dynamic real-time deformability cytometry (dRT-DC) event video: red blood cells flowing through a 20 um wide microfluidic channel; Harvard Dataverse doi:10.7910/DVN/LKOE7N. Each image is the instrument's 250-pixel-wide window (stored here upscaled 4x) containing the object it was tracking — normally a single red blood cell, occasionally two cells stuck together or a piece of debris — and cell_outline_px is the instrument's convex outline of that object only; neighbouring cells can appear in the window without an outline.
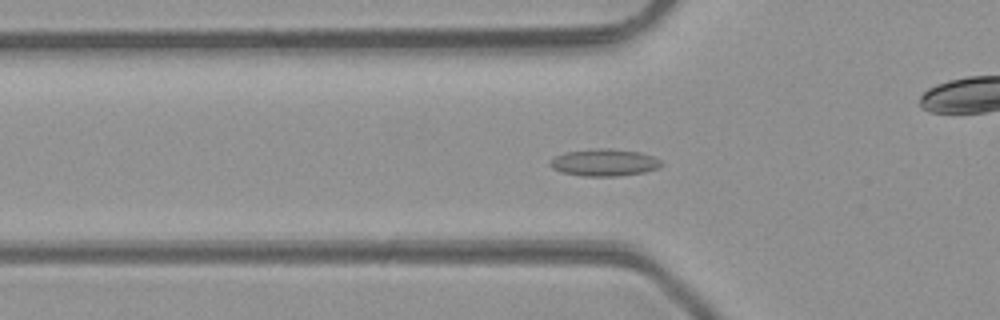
{"species": "common noctule bat (a hibernating species)", "species_latin": "Nyctalus noctula", "temperature_condition": "room temperature", "stored_images_in_passage": 35, "camera_frame_rate_fps": 3000, "um_per_image_px": 0.085, "animal": {"sex": "male", "body_mass_g": 23.1, "forearm_length_mm": 52.7}, "frame": {"image": 1, "passage_image": 2, "time_ms": 0.333, "image_size_px": [1000, 320], "cell_outline_px": [[664, 164], [660, 168], [644, 172], [616, 176], [584, 176], [560, 172], [552, 168], [548, 164], [556, 156], [564, 152], [600, 148], [612, 148], [640, 152], [652, 156], [660, 160]], "centroid_in_image_um": [51.38, 13.81], "position_along_channel_um": 74.4, "area_um2": 17.63}}
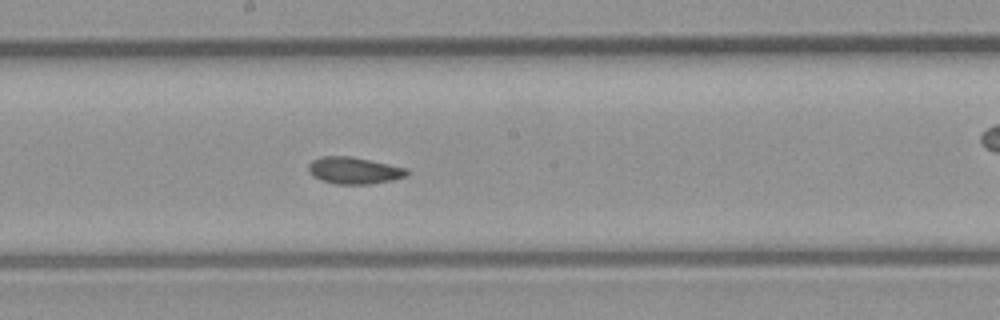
{"frame": {"image": 2, "passage_image": 12, "time_ms": 3.667, "image_size_px": [1000, 320], "cell_outline_px": [[408, 172], [404, 176], [392, 180], [368, 184], [336, 184], [320, 180], [312, 176], [308, 172], [308, 164], [312, 160], [320, 156], [352, 156], [408, 168]], "centroid_in_image_um": [30.04, 14.48], "position_along_channel_um": 218.2, "area_um2": 15.49}}
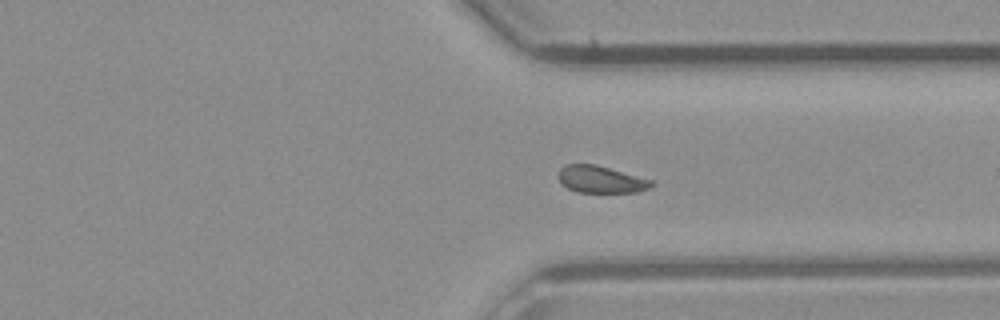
{"frame": {"image": 3, "passage_image": 22, "time_ms": 7.0, "image_size_px": [1000, 320], "cell_outline_px": [[652, 184], [648, 188], [636, 192], [576, 192], [568, 188], [560, 180], [560, 168], [564, 164], [596, 164], [652, 180]], "centroid_in_image_um": [51.06, 15.24], "position_along_channel_um": 360.3, "area_um2": 14.39}, "authors_computed_cell_mechanics": {"area_um2": 15.3748, "velocity_mm_per_s": 4.2772, "shape_relaxation_time_tau1_ms": null, "shape_relaxation_time_tau2_ms": 1.95, "deformation_change_tau1": null, "deformation_change_tau2": 0.0706}}